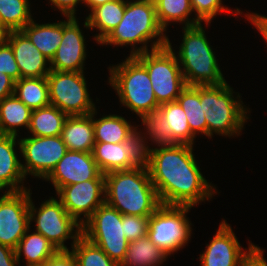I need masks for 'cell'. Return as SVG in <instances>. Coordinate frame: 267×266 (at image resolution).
Masks as SVG:
<instances>
[{
	"mask_svg": "<svg viewBox=\"0 0 267 266\" xmlns=\"http://www.w3.org/2000/svg\"><path fill=\"white\" fill-rule=\"evenodd\" d=\"M137 129L122 143L95 142L92 155L103 174L113 171L148 168L150 152Z\"/></svg>",
	"mask_w": 267,
	"mask_h": 266,
	"instance_id": "obj_10",
	"label": "cell"
},
{
	"mask_svg": "<svg viewBox=\"0 0 267 266\" xmlns=\"http://www.w3.org/2000/svg\"><path fill=\"white\" fill-rule=\"evenodd\" d=\"M21 31L51 61L63 38V21L37 24L32 20Z\"/></svg>",
	"mask_w": 267,
	"mask_h": 266,
	"instance_id": "obj_23",
	"label": "cell"
},
{
	"mask_svg": "<svg viewBox=\"0 0 267 266\" xmlns=\"http://www.w3.org/2000/svg\"><path fill=\"white\" fill-rule=\"evenodd\" d=\"M15 81L8 75L0 72V101L14 94Z\"/></svg>",
	"mask_w": 267,
	"mask_h": 266,
	"instance_id": "obj_42",
	"label": "cell"
},
{
	"mask_svg": "<svg viewBox=\"0 0 267 266\" xmlns=\"http://www.w3.org/2000/svg\"><path fill=\"white\" fill-rule=\"evenodd\" d=\"M28 232L29 229L19 241V244L15 249L18 264L22 254H24L27 264L26 266H41L58 250L42 234L37 232L28 234Z\"/></svg>",
	"mask_w": 267,
	"mask_h": 266,
	"instance_id": "obj_25",
	"label": "cell"
},
{
	"mask_svg": "<svg viewBox=\"0 0 267 266\" xmlns=\"http://www.w3.org/2000/svg\"><path fill=\"white\" fill-rule=\"evenodd\" d=\"M8 31L0 26V46L7 40Z\"/></svg>",
	"mask_w": 267,
	"mask_h": 266,
	"instance_id": "obj_46",
	"label": "cell"
},
{
	"mask_svg": "<svg viewBox=\"0 0 267 266\" xmlns=\"http://www.w3.org/2000/svg\"><path fill=\"white\" fill-rule=\"evenodd\" d=\"M163 32L157 20L155 3L150 0L126 1L122 20L100 44L132 47L137 43L143 44L137 50H131L130 56H135L150 51L147 44L156 37L158 39L152 43L151 50L167 46L168 37Z\"/></svg>",
	"mask_w": 267,
	"mask_h": 266,
	"instance_id": "obj_3",
	"label": "cell"
},
{
	"mask_svg": "<svg viewBox=\"0 0 267 266\" xmlns=\"http://www.w3.org/2000/svg\"><path fill=\"white\" fill-rule=\"evenodd\" d=\"M111 1H114V0H84V3H86V5L91 8L90 10H92L93 8L97 6L103 5Z\"/></svg>",
	"mask_w": 267,
	"mask_h": 266,
	"instance_id": "obj_45",
	"label": "cell"
},
{
	"mask_svg": "<svg viewBox=\"0 0 267 266\" xmlns=\"http://www.w3.org/2000/svg\"><path fill=\"white\" fill-rule=\"evenodd\" d=\"M84 72L53 71L46 76L50 105L68 116L89 115L96 110L89 97Z\"/></svg>",
	"mask_w": 267,
	"mask_h": 266,
	"instance_id": "obj_11",
	"label": "cell"
},
{
	"mask_svg": "<svg viewBox=\"0 0 267 266\" xmlns=\"http://www.w3.org/2000/svg\"><path fill=\"white\" fill-rule=\"evenodd\" d=\"M51 5L56 6L62 14L66 17H76L75 7L79 1L84 2V0H50Z\"/></svg>",
	"mask_w": 267,
	"mask_h": 266,
	"instance_id": "obj_40",
	"label": "cell"
},
{
	"mask_svg": "<svg viewBox=\"0 0 267 266\" xmlns=\"http://www.w3.org/2000/svg\"><path fill=\"white\" fill-rule=\"evenodd\" d=\"M41 266H78V263L72 251L58 250Z\"/></svg>",
	"mask_w": 267,
	"mask_h": 266,
	"instance_id": "obj_39",
	"label": "cell"
},
{
	"mask_svg": "<svg viewBox=\"0 0 267 266\" xmlns=\"http://www.w3.org/2000/svg\"><path fill=\"white\" fill-rule=\"evenodd\" d=\"M155 7L157 20L164 31L170 22H183L185 27L201 23L197 18L188 19L193 11L191 0H157Z\"/></svg>",
	"mask_w": 267,
	"mask_h": 266,
	"instance_id": "obj_31",
	"label": "cell"
},
{
	"mask_svg": "<svg viewBox=\"0 0 267 266\" xmlns=\"http://www.w3.org/2000/svg\"><path fill=\"white\" fill-rule=\"evenodd\" d=\"M136 129L137 127H133L124 117L114 114L94 119L95 142L122 143Z\"/></svg>",
	"mask_w": 267,
	"mask_h": 266,
	"instance_id": "obj_30",
	"label": "cell"
},
{
	"mask_svg": "<svg viewBox=\"0 0 267 266\" xmlns=\"http://www.w3.org/2000/svg\"><path fill=\"white\" fill-rule=\"evenodd\" d=\"M18 263L13 248L0 244V266H16Z\"/></svg>",
	"mask_w": 267,
	"mask_h": 266,
	"instance_id": "obj_41",
	"label": "cell"
},
{
	"mask_svg": "<svg viewBox=\"0 0 267 266\" xmlns=\"http://www.w3.org/2000/svg\"><path fill=\"white\" fill-rule=\"evenodd\" d=\"M168 255L151 242L148 236L129 241L125 260L120 266H158Z\"/></svg>",
	"mask_w": 267,
	"mask_h": 266,
	"instance_id": "obj_29",
	"label": "cell"
},
{
	"mask_svg": "<svg viewBox=\"0 0 267 266\" xmlns=\"http://www.w3.org/2000/svg\"><path fill=\"white\" fill-rule=\"evenodd\" d=\"M92 179H105L92 153L67 151L52 172L45 178L52 181L56 192L64 186Z\"/></svg>",
	"mask_w": 267,
	"mask_h": 266,
	"instance_id": "obj_17",
	"label": "cell"
},
{
	"mask_svg": "<svg viewBox=\"0 0 267 266\" xmlns=\"http://www.w3.org/2000/svg\"><path fill=\"white\" fill-rule=\"evenodd\" d=\"M157 112L167 120L173 144L193 146L196 136L191 132L186 113L178 101L161 104Z\"/></svg>",
	"mask_w": 267,
	"mask_h": 266,
	"instance_id": "obj_28",
	"label": "cell"
},
{
	"mask_svg": "<svg viewBox=\"0 0 267 266\" xmlns=\"http://www.w3.org/2000/svg\"><path fill=\"white\" fill-rule=\"evenodd\" d=\"M258 246L249 243L243 251L230 225L223 220L206 251L200 254L202 266H243L245 260Z\"/></svg>",
	"mask_w": 267,
	"mask_h": 266,
	"instance_id": "obj_16",
	"label": "cell"
},
{
	"mask_svg": "<svg viewBox=\"0 0 267 266\" xmlns=\"http://www.w3.org/2000/svg\"><path fill=\"white\" fill-rule=\"evenodd\" d=\"M17 136L0 134V190L9 188L8 192L26 190L22 181L26 178L20 160L17 158Z\"/></svg>",
	"mask_w": 267,
	"mask_h": 266,
	"instance_id": "obj_20",
	"label": "cell"
},
{
	"mask_svg": "<svg viewBox=\"0 0 267 266\" xmlns=\"http://www.w3.org/2000/svg\"><path fill=\"white\" fill-rule=\"evenodd\" d=\"M81 234L100 247L106 255L119 265L125 260L129 240L124 235L122 214L104 203L81 226Z\"/></svg>",
	"mask_w": 267,
	"mask_h": 266,
	"instance_id": "obj_8",
	"label": "cell"
},
{
	"mask_svg": "<svg viewBox=\"0 0 267 266\" xmlns=\"http://www.w3.org/2000/svg\"><path fill=\"white\" fill-rule=\"evenodd\" d=\"M105 203L122 215L149 217L161 205L147 168L105 174Z\"/></svg>",
	"mask_w": 267,
	"mask_h": 266,
	"instance_id": "obj_2",
	"label": "cell"
},
{
	"mask_svg": "<svg viewBox=\"0 0 267 266\" xmlns=\"http://www.w3.org/2000/svg\"><path fill=\"white\" fill-rule=\"evenodd\" d=\"M109 69V83L117 91L121 104L141 118L158 110L160 104L147 69L135 56H129L121 64Z\"/></svg>",
	"mask_w": 267,
	"mask_h": 266,
	"instance_id": "obj_5",
	"label": "cell"
},
{
	"mask_svg": "<svg viewBox=\"0 0 267 266\" xmlns=\"http://www.w3.org/2000/svg\"><path fill=\"white\" fill-rule=\"evenodd\" d=\"M177 101L186 113L191 132L207 136L205 112L200 104V86H187L178 96Z\"/></svg>",
	"mask_w": 267,
	"mask_h": 266,
	"instance_id": "obj_32",
	"label": "cell"
},
{
	"mask_svg": "<svg viewBox=\"0 0 267 266\" xmlns=\"http://www.w3.org/2000/svg\"><path fill=\"white\" fill-rule=\"evenodd\" d=\"M94 110L89 115L68 116L61 133L67 150L92 153L94 139Z\"/></svg>",
	"mask_w": 267,
	"mask_h": 266,
	"instance_id": "obj_21",
	"label": "cell"
},
{
	"mask_svg": "<svg viewBox=\"0 0 267 266\" xmlns=\"http://www.w3.org/2000/svg\"><path fill=\"white\" fill-rule=\"evenodd\" d=\"M264 251L257 247L253 253L245 260L243 266H267V261L263 257Z\"/></svg>",
	"mask_w": 267,
	"mask_h": 266,
	"instance_id": "obj_43",
	"label": "cell"
},
{
	"mask_svg": "<svg viewBox=\"0 0 267 266\" xmlns=\"http://www.w3.org/2000/svg\"><path fill=\"white\" fill-rule=\"evenodd\" d=\"M28 0H0L1 26L7 31L22 30L30 21Z\"/></svg>",
	"mask_w": 267,
	"mask_h": 266,
	"instance_id": "obj_33",
	"label": "cell"
},
{
	"mask_svg": "<svg viewBox=\"0 0 267 266\" xmlns=\"http://www.w3.org/2000/svg\"><path fill=\"white\" fill-rule=\"evenodd\" d=\"M17 143L25 159V164H21L25 177L29 173L45 179L68 151L61 135L31 136L22 138Z\"/></svg>",
	"mask_w": 267,
	"mask_h": 266,
	"instance_id": "obj_13",
	"label": "cell"
},
{
	"mask_svg": "<svg viewBox=\"0 0 267 266\" xmlns=\"http://www.w3.org/2000/svg\"><path fill=\"white\" fill-rule=\"evenodd\" d=\"M190 206L161 204L149 216L147 236L167 255L173 254L185 246L191 237V223L186 213Z\"/></svg>",
	"mask_w": 267,
	"mask_h": 266,
	"instance_id": "obj_9",
	"label": "cell"
},
{
	"mask_svg": "<svg viewBox=\"0 0 267 266\" xmlns=\"http://www.w3.org/2000/svg\"><path fill=\"white\" fill-rule=\"evenodd\" d=\"M183 41L176 56L187 86L221 85L226 80L201 23L183 27Z\"/></svg>",
	"mask_w": 267,
	"mask_h": 266,
	"instance_id": "obj_4",
	"label": "cell"
},
{
	"mask_svg": "<svg viewBox=\"0 0 267 266\" xmlns=\"http://www.w3.org/2000/svg\"><path fill=\"white\" fill-rule=\"evenodd\" d=\"M6 41L13 50L21 78L46 77L50 73V65L46 68V63H49L50 60L33 45L21 30L8 31Z\"/></svg>",
	"mask_w": 267,
	"mask_h": 266,
	"instance_id": "obj_19",
	"label": "cell"
},
{
	"mask_svg": "<svg viewBox=\"0 0 267 266\" xmlns=\"http://www.w3.org/2000/svg\"><path fill=\"white\" fill-rule=\"evenodd\" d=\"M221 2L222 0H191V6L193 12H196V18L209 24L219 12L229 11Z\"/></svg>",
	"mask_w": 267,
	"mask_h": 266,
	"instance_id": "obj_37",
	"label": "cell"
},
{
	"mask_svg": "<svg viewBox=\"0 0 267 266\" xmlns=\"http://www.w3.org/2000/svg\"><path fill=\"white\" fill-rule=\"evenodd\" d=\"M71 248L78 266H120L111 260L100 247L88 241L82 235Z\"/></svg>",
	"mask_w": 267,
	"mask_h": 266,
	"instance_id": "obj_34",
	"label": "cell"
},
{
	"mask_svg": "<svg viewBox=\"0 0 267 266\" xmlns=\"http://www.w3.org/2000/svg\"><path fill=\"white\" fill-rule=\"evenodd\" d=\"M56 193L67 213L82 226L105 203V179H92L64 186ZM82 214L86 219L80 218Z\"/></svg>",
	"mask_w": 267,
	"mask_h": 266,
	"instance_id": "obj_15",
	"label": "cell"
},
{
	"mask_svg": "<svg viewBox=\"0 0 267 266\" xmlns=\"http://www.w3.org/2000/svg\"><path fill=\"white\" fill-rule=\"evenodd\" d=\"M14 94L32 111L50 105L46 77L20 78L15 82Z\"/></svg>",
	"mask_w": 267,
	"mask_h": 266,
	"instance_id": "obj_27",
	"label": "cell"
},
{
	"mask_svg": "<svg viewBox=\"0 0 267 266\" xmlns=\"http://www.w3.org/2000/svg\"><path fill=\"white\" fill-rule=\"evenodd\" d=\"M4 193L0 197V244L15 250L30 229V189Z\"/></svg>",
	"mask_w": 267,
	"mask_h": 266,
	"instance_id": "obj_14",
	"label": "cell"
},
{
	"mask_svg": "<svg viewBox=\"0 0 267 266\" xmlns=\"http://www.w3.org/2000/svg\"><path fill=\"white\" fill-rule=\"evenodd\" d=\"M68 115L56 106L48 105L32 111L28 130L32 136H60Z\"/></svg>",
	"mask_w": 267,
	"mask_h": 266,
	"instance_id": "obj_26",
	"label": "cell"
},
{
	"mask_svg": "<svg viewBox=\"0 0 267 266\" xmlns=\"http://www.w3.org/2000/svg\"><path fill=\"white\" fill-rule=\"evenodd\" d=\"M249 21L257 27V29L260 31V33L263 35V38L267 42V17L261 16L259 14H247Z\"/></svg>",
	"mask_w": 267,
	"mask_h": 266,
	"instance_id": "obj_44",
	"label": "cell"
},
{
	"mask_svg": "<svg viewBox=\"0 0 267 266\" xmlns=\"http://www.w3.org/2000/svg\"><path fill=\"white\" fill-rule=\"evenodd\" d=\"M233 90L224 82L221 85L200 86V104L205 112L207 136L218 135L237 136L240 134L248 111L242 101L234 100ZM241 102V103H240Z\"/></svg>",
	"mask_w": 267,
	"mask_h": 266,
	"instance_id": "obj_6",
	"label": "cell"
},
{
	"mask_svg": "<svg viewBox=\"0 0 267 266\" xmlns=\"http://www.w3.org/2000/svg\"><path fill=\"white\" fill-rule=\"evenodd\" d=\"M135 57L147 69L157 102L161 105L177 101L187 84L170 40L168 39L165 47L140 53Z\"/></svg>",
	"mask_w": 267,
	"mask_h": 266,
	"instance_id": "obj_7",
	"label": "cell"
},
{
	"mask_svg": "<svg viewBox=\"0 0 267 266\" xmlns=\"http://www.w3.org/2000/svg\"><path fill=\"white\" fill-rule=\"evenodd\" d=\"M32 110L27 107L15 94L0 101V134L17 136L19 127L30 126Z\"/></svg>",
	"mask_w": 267,
	"mask_h": 266,
	"instance_id": "obj_24",
	"label": "cell"
},
{
	"mask_svg": "<svg viewBox=\"0 0 267 266\" xmlns=\"http://www.w3.org/2000/svg\"><path fill=\"white\" fill-rule=\"evenodd\" d=\"M122 223L127 240L133 241L147 236L149 217L122 215Z\"/></svg>",
	"mask_w": 267,
	"mask_h": 266,
	"instance_id": "obj_36",
	"label": "cell"
},
{
	"mask_svg": "<svg viewBox=\"0 0 267 266\" xmlns=\"http://www.w3.org/2000/svg\"><path fill=\"white\" fill-rule=\"evenodd\" d=\"M75 17L63 21V38L50 61L53 71L83 72L86 59L85 39Z\"/></svg>",
	"mask_w": 267,
	"mask_h": 266,
	"instance_id": "obj_18",
	"label": "cell"
},
{
	"mask_svg": "<svg viewBox=\"0 0 267 266\" xmlns=\"http://www.w3.org/2000/svg\"><path fill=\"white\" fill-rule=\"evenodd\" d=\"M0 72L8 75L15 82L21 78L13 50L7 41L0 46Z\"/></svg>",
	"mask_w": 267,
	"mask_h": 266,
	"instance_id": "obj_38",
	"label": "cell"
},
{
	"mask_svg": "<svg viewBox=\"0 0 267 266\" xmlns=\"http://www.w3.org/2000/svg\"><path fill=\"white\" fill-rule=\"evenodd\" d=\"M147 169L161 204L193 207L216 193L200 172L191 145L152 148Z\"/></svg>",
	"mask_w": 267,
	"mask_h": 266,
	"instance_id": "obj_1",
	"label": "cell"
},
{
	"mask_svg": "<svg viewBox=\"0 0 267 266\" xmlns=\"http://www.w3.org/2000/svg\"><path fill=\"white\" fill-rule=\"evenodd\" d=\"M142 123L146 125L147 132L150 135V140L156 142L160 147H170L173 145L171 141V128L165 118L157 111L148 115H144Z\"/></svg>",
	"mask_w": 267,
	"mask_h": 266,
	"instance_id": "obj_35",
	"label": "cell"
},
{
	"mask_svg": "<svg viewBox=\"0 0 267 266\" xmlns=\"http://www.w3.org/2000/svg\"><path fill=\"white\" fill-rule=\"evenodd\" d=\"M31 194L32 193H30L29 220L30 224L32 220H35V232L47 238L57 250H69L67 246L64 245V242L72 238L73 247L76 240L82 235L81 225L67 213L61 201L53 197L42 203L37 210L31 200ZM74 228L76 229L74 230Z\"/></svg>",
	"mask_w": 267,
	"mask_h": 266,
	"instance_id": "obj_12",
	"label": "cell"
},
{
	"mask_svg": "<svg viewBox=\"0 0 267 266\" xmlns=\"http://www.w3.org/2000/svg\"><path fill=\"white\" fill-rule=\"evenodd\" d=\"M126 1L114 0L103 5L97 6L91 10L86 17L84 26L86 28H96L100 33L95 35L97 43H101L113 29H115L123 18Z\"/></svg>",
	"mask_w": 267,
	"mask_h": 266,
	"instance_id": "obj_22",
	"label": "cell"
}]
</instances>
